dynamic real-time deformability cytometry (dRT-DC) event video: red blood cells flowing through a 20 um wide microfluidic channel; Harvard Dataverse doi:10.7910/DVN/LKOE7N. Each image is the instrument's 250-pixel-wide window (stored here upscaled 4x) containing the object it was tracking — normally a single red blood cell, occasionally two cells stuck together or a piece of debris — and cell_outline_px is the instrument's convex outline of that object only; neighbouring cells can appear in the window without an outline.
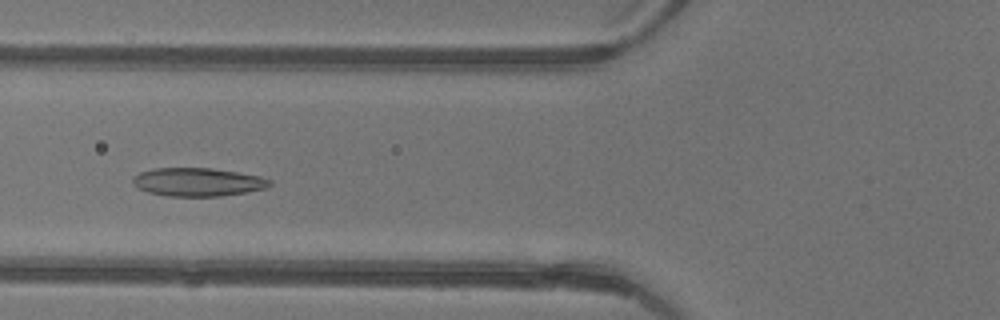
{"species": "common noctule bat (a hibernating species)", "species_latin": "Nyctalus noctula", "temperature_condition": "warm", "stored_images_in_passage": 4, "camera_frame_rate_fps": 3000, "um_per_image_px": 0.085, "animal": {"sex": "female"}, "frame": {"image": 1, "passage_image": 4, "time_ms": 1.0, "image_size_px": [1000, 320], "cell_outline_px": [[272, 184], [268, 188], [220, 196], [168, 196], [148, 192], [132, 184], [132, 180], [140, 172], [156, 168], [212, 168], [260, 176], [272, 180]], "centroid_in_image_um": [16.84, 15.47], "position_along_channel_um": 109.0, "area_um2": 22.48}}